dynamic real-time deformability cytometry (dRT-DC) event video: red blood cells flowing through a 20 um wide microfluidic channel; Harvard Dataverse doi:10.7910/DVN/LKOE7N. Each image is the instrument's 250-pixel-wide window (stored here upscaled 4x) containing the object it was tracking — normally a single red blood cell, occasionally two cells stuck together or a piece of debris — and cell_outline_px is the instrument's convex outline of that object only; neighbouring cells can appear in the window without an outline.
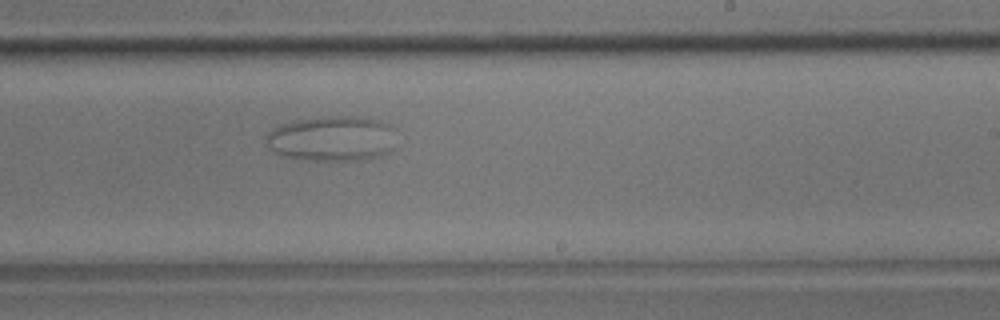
{"species": "common noctule bat (a hibernating species)", "species_latin": "Nyctalus noctula", "temperature_condition": "room temperature", "stored_images_in_passage": 54, "segment_of_instrument_passage": [2, 2], "camera_frame_rate_fps": 3000, "um_per_image_px": 0.085, "animal": {"sex": "male", "body_mass_g": 17.9}, "frame": {"image": 1, "passage_image": 31, "time_ms": 10.0, "image_size_px": [1000, 320], "cell_outline_px": [[396, 128], [388, 152], [380, 156], [368, 160], [308, 160], [284, 156], [272, 152], [264, 144], [264, 136], [272, 128], [296, 120], [320, 116], [356, 116], [380, 120]], "centroid_in_image_um": [28.17, 11.77], "position_along_channel_um": 260.8, "area_um2": 34.8}}